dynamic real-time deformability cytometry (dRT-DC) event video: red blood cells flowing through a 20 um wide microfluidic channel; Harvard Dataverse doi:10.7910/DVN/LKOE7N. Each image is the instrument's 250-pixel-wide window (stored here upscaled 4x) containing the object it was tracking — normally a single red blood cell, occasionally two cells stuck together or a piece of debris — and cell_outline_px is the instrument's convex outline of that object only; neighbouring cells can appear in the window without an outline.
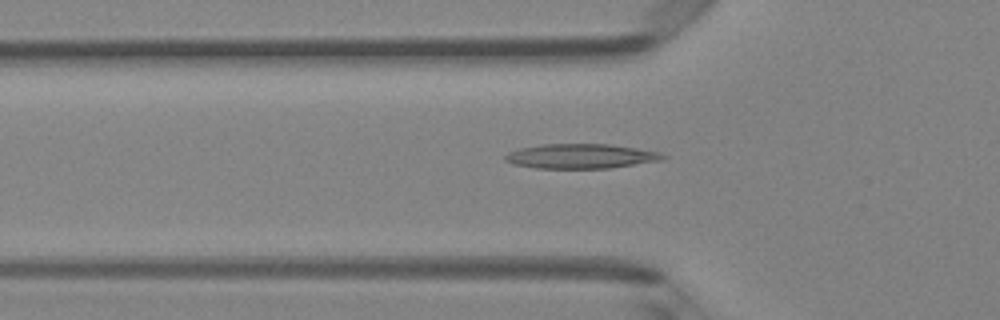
{"species": "Egyptian fruit bat (a non-hibernating species)", "species_latin": "Rousettus aegyptiacus", "temperature_condition": "room temperature", "stored_images_in_passage": 48, "camera_frame_rate_fps": 3000, "um_per_image_px": 0.085, "animal": {"sex": "female"}, "frame": {"image": 1, "passage_image": 16, "time_ms": 5.0, "image_size_px": [1000, 320], "cell_outline_px": [[668, 156], [664, 160], [608, 168], [536, 168], [512, 164], [504, 160], [504, 156], [508, 152], [520, 148], [540, 144], [608, 144], [636, 148], [660, 152]], "centroid_in_image_um": [49.37, 13.27], "position_along_channel_um": 76.4, "area_um2": 22.72}}
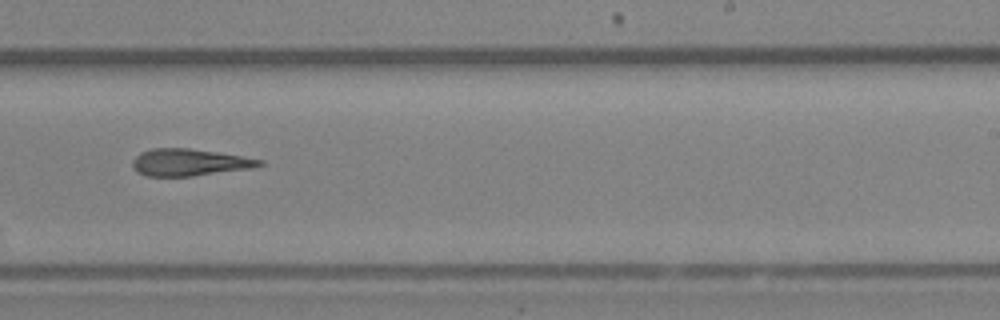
{"frame": {"image": 2, "passage_image": 30, "time_ms": 9.667, "image_size_px": [1000, 320], "cell_outline_px": [[264, 164], [252, 168], [192, 176], [148, 176], [136, 172], [132, 168], [132, 160], [140, 152], [152, 148], [188, 148], [216, 152], [264, 160]], "centroid_in_image_um": [16.05, 13.8], "position_along_channel_um": 272.9, "area_um2": 19.94}}
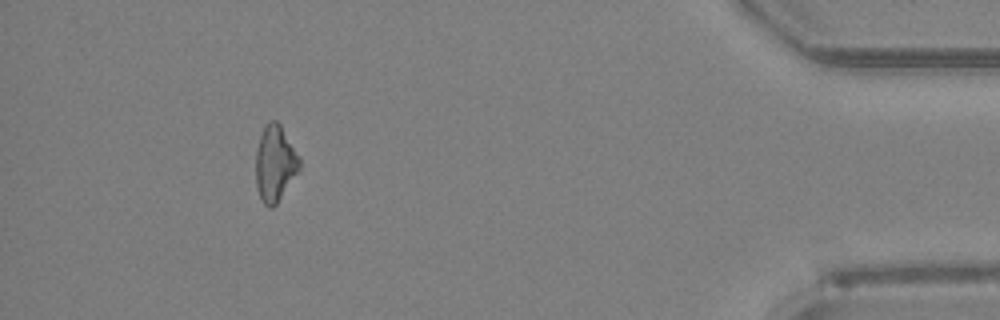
{"frame": {"image": 3, "passage_image": 44, "time_ms": 14.333, "image_size_px": [1000, 320], "cell_outline_px": [[300, 172], [276, 204], [272, 208], [268, 208], [260, 200], [256, 188], [256, 148], [264, 124], [272, 120], [276, 120], [280, 124], [300, 156]], "centroid_in_image_um": [23.38, 13.91], "position_along_channel_um": 411.8, "area_um2": 19.83}, "authors_computed_cell_mechanics": {"area_um2": 20.8369, "velocity_mm_per_s": 4.2104, "shape_relaxation_time_tau1_ms": null, "shape_relaxation_time_tau2_ms": 11.0829, "deformation_change_tau1": null, "deformation_change_tau2": 0.3124}}